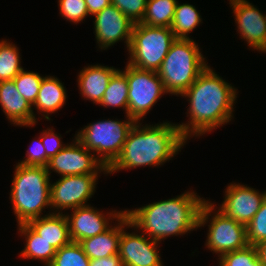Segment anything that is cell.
I'll list each match as a JSON object with an SVG mask.
<instances>
[{
    "instance_id": "2",
    "label": "cell",
    "mask_w": 266,
    "mask_h": 266,
    "mask_svg": "<svg viewBox=\"0 0 266 266\" xmlns=\"http://www.w3.org/2000/svg\"><path fill=\"white\" fill-rule=\"evenodd\" d=\"M197 194L188 190L174 198L125 209L124 213L136 229L161 243L170 236H183L198 229L199 212L206 199Z\"/></svg>"
},
{
    "instance_id": "28",
    "label": "cell",
    "mask_w": 266,
    "mask_h": 266,
    "mask_svg": "<svg viewBox=\"0 0 266 266\" xmlns=\"http://www.w3.org/2000/svg\"><path fill=\"white\" fill-rule=\"evenodd\" d=\"M218 262V266H264L256 246L249 244L242 249L222 254Z\"/></svg>"
},
{
    "instance_id": "11",
    "label": "cell",
    "mask_w": 266,
    "mask_h": 266,
    "mask_svg": "<svg viewBox=\"0 0 266 266\" xmlns=\"http://www.w3.org/2000/svg\"><path fill=\"white\" fill-rule=\"evenodd\" d=\"M132 228L137 232H126ZM136 229L129 221L127 215H122V233L119 241L118 254L124 266H164L158 246L160 242L152 240L144 233L138 234Z\"/></svg>"
},
{
    "instance_id": "5",
    "label": "cell",
    "mask_w": 266,
    "mask_h": 266,
    "mask_svg": "<svg viewBox=\"0 0 266 266\" xmlns=\"http://www.w3.org/2000/svg\"><path fill=\"white\" fill-rule=\"evenodd\" d=\"M192 38H176L157 71L169 95L182 96L209 66Z\"/></svg>"
},
{
    "instance_id": "9",
    "label": "cell",
    "mask_w": 266,
    "mask_h": 266,
    "mask_svg": "<svg viewBox=\"0 0 266 266\" xmlns=\"http://www.w3.org/2000/svg\"><path fill=\"white\" fill-rule=\"evenodd\" d=\"M128 116L141 122L158 100L167 94L156 71L142 70L126 63Z\"/></svg>"
},
{
    "instance_id": "16",
    "label": "cell",
    "mask_w": 266,
    "mask_h": 266,
    "mask_svg": "<svg viewBox=\"0 0 266 266\" xmlns=\"http://www.w3.org/2000/svg\"><path fill=\"white\" fill-rule=\"evenodd\" d=\"M65 213L69 223V236L72 242H80L89 237L104 233L112 226V220L119 219L124 211L110 210L105 214L91 205L81 206ZM111 220V221H110Z\"/></svg>"
},
{
    "instance_id": "18",
    "label": "cell",
    "mask_w": 266,
    "mask_h": 266,
    "mask_svg": "<svg viewBox=\"0 0 266 266\" xmlns=\"http://www.w3.org/2000/svg\"><path fill=\"white\" fill-rule=\"evenodd\" d=\"M117 70L118 68L113 66L100 64L85 66L77 77L78 90L84 100H90L93 104L99 105L110 78Z\"/></svg>"
},
{
    "instance_id": "15",
    "label": "cell",
    "mask_w": 266,
    "mask_h": 266,
    "mask_svg": "<svg viewBox=\"0 0 266 266\" xmlns=\"http://www.w3.org/2000/svg\"><path fill=\"white\" fill-rule=\"evenodd\" d=\"M237 32L252 50L266 53V14L248 0H229Z\"/></svg>"
},
{
    "instance_id": "13",
    "label": "cell",
    "mask_w": 266,
    "mask_h": 266,
    "mask_svg": "<svg viewBox=\"0 0 266 266\" xmlns=\"http://www.w3.org/2000/svg\"><path fill=\"white\" fill-rule=\"evenodd\" d=\"M224 201L216 208L227 218L234 219L244 225L252 220L266 198V191H258L240 183H230L225 188Z\"/></svg>"
},
{
    "instance_id": "19",
    "label": "cell",
    "mask_w": 266,
    "mask_h": 266,
    "mask_svg": "<svg viewBox=\"0 0 266 266\" xmlns=\"http://www.w3.org/2000/svg\"><path fill=\"white\" fill-rule=\"evenodd\" d=\"M63 84L55 76L43 77L36 101L32 105L33 111L37 109L38 112L34 113V124L38 122L36 114L40 113V116L50 121V115L62 109L66 104L67 92Z\"/></svg>"
},
{
    "instance_id": "23",
    "label": "cell",
    "mask_w": 266,
    "mask_h": 266,
    "mask_svg": "<svg viewBox=\"0 0 266 266\" xmlns=\"http://www.w3.org/2000/svg\"><path fill=\"white\" fill-rule=\"evenodd\" d=\"M128 81L126 78V66L124 70L118 69L110 78L107 89L99 106L105 108H122L128 116Z\"/></svg>"
},
{
    "instance_id": "17",
    "label": "cell",
    "mask_w": 266,
    "mask_h": 266,
    "mask_svg": "<svg viewBox=\"0 0 266 266\" xmlns=\"http://www.w3.org/2000/svg\"><path fill=\"white\" fill-rule=\"evenodd\" d=\"M0 106L8 121L20 127H32L34 112L32 105L22 97L14 80L0 82Z\"/></svg>"
},
{
    "instance_id": "10",
    "label": "cell",
    "mask_w": 266,
    "mask_h": 266,
    "mask_svg": "<svg viewBox=\"0 0 266 266\" xmlns=\"http://www.w3.org/2000/svg\"><path fill=\"white\" fill-rule=\"evenodd\" d=\"M98 177L99 174L63 176L50 184L51 211L62 214L63 210L90 205L88 201L95 194Z\"/></svg>"
},
{
    "instance_id": "30",
    "label": "cell",
    "mask_w": 266,
    "mask_h": 266,
    "mask_svg": "<svg viewBox=\"0 0 266 266\" xmlns=\"http://www.w3.org/2000/svg\"><path fill=\"white\" fill-rule=\"evenodd\" d=\"M246 231L249 245L256 246L266 240V198L262 202L258 212L246 226Z\"/></svg>"
},
{
    "instance_id": "31",
    "label": "cell",
    "mask_w": 266,
    "mask_h": 266,
    "mask_svg": "<svg viewBox=\"0 0 266 266\" xmlns=\"http://www.w3.org/2000/svg\"><path fill=\"white\" fill-rule=\"evenodd\" d=\"M59 14L66 21L79 24L89 16L85 0H58Z\"/></svg>"
},
{
    "instance_id": "1",
    "label": "cell",
    "mask_w": 266,
    "mask_h": 266,
    "mask_svg": "<svg viewBox=\"0 0 266 266\" xmlns=\"http://www.w3.org/2000/svg\"><path fill=\"white\" fill-rule=\"evenodd\" d=\"M237 95V88L208 66L182 95L189 102V121L177 123L181 135L188 141L229 123Z\"/></svg>"
},
{
    "instance_id": "12",
    "label": "cell",
    "mask_w": 266,
    "mask_h": 266,
    "mask_svg": "<svg viewBox=\"0 0 266 266\" xmlns=\"http://www.w3.org/2000/svg\"><path fill=\"white\" fill-rule=\"evenodd\" d=\"M49 159L47 171L60 177L83 174H107V168L76 138ZM52 171V172H51Z\"/></svg>"
},
{
    "instance_id": "22",
    "label": "cell",
    "mask_w": 266,
    "mask_h": 266,
    "mask_svg": "<svg viewBox=\"0 0 266 266\" xmlns=\"http://www.w3.org/2000/svg\"><path fill=\"white\" fill-rule=\"evenodd\" d=\"M17 225L19 235L25 238V246L19 254L20 258L39 260L48 266L56 254V249L41 238L27 223Z\"/></svg>"
},
{
    "instance_id": "34",
    "label": "cell",
    "mask_w": 266,
    "mask_h": 266,
    "mask_svg": "<svg viewBox=\"0 0 266 266\" xmlns=\"http://www.w3.org/2000/svg\"><path fill=\"white\" fill-rule=\"evenodd\" d=\"M62 136L54 133L53 127L42 130L41 141L44 145L46 155L51 158L62 150L67 144L61 141Z\"/></svg>"
},
{
    "instance_id": "25",
    "label": "cell",
    "mask_w": 266,
    "mask_h": 266,
    "mask_svg": "<svg viewBox=\"0 0 266 266\" xmlns=\"http://www.w3.org/2000/svg\"><path fill=\"white\" fill-rule=\"evenodd\" d=\"M177 0H147L141 23L149 26L171 27Z\"/></svg>"
},
{
    "instance_id": "4",
    "label": "cell",
    "mask_w": 266,
    "mask_h": 266,
    "mask_svg": "<svg viewBox=\"0 0 266 266\" xmlns=\"http://www.w3.org/2000/svg\"><path fill=\"white\" fill-rule=\"evenodd\" d=\"M51 175L46 166L15 165L10 190V202L18 224L45 216L42 211L50 209ZM45 208V209H44Z\"/></svg>"
},
{
    "instance_id": "33",
    "label": "cell",
    "mask_w": 266,
    "mask_h": 266,
    "mask_svg": "<svg viewBox=\"0 0 266 266\" xmlns=\"http://www.w3.org/2000/svg\"><path fill=\"white\" fill-rule=\"evenodd\" d=\"M35 140H32V143L34 142L33 147L29 145L30 148L26 151V158H23L24 160L18 162V164L24 166H47L50 158L46 155L44 145L41 141V134Z\"/></svg>"
},
{
    "instance_id": "26",
    "label": "cell",
    "mask_w": 266,
    "mask_h": 266,
    "mask_svg": "<svg viewBox=\"0 0 266 266\" xmlns=\"http://www.w3.org/2000/svg\"><path fill=\"white\" fill-rule=\"evenodd\" d=\"M19 47L7 39L0 40V82L13 80L22 69Z\"/></svg>"
},
{
    "instance_id": "35",
    "label": "cell",
    "mask_w": 266,
    "mask_h": 266,
    "mask_svg": "<svg viewBox=\"0 0 266 266\" xmlns=\"http://www.w3.org/2000/svg\"><path fill=\"white\" fill-rule=\"evenodd\" d=\"M89 266H124L119 254L100 259H90Z\"/></svg>"
},
{
    "instance_id": "3",
    "label": "cell",
    "mask_w": 266,
    "mask_h": 266,
    "mask_svg": "<svg viewBox=\"0 0 266 266\" xmlns=\"http://www.w3.org/2000/svg\"><path fill=\"white\" fill-rule=\"evenodd\" d=\"M186 143L177 124L163 121L142 125V122H136L128 133L121 154L107 169V175L142 166L161 167L172 160Z\"/></svg>"
},
{
    "instance_id": "21",
    "label": "cell",
    "mask_w": 266,
    "mask_h": 266,
    "mask_svg": "<svg viewBox=\"0 0 266 266\" xmlns=\"http://www.w3.org/2000/svg\"><path fill=\"white\" fill-rule=\"evenodd\" d=\"M121 233L122 216L104 233L81 240L79 244L89 259L113 256L118 254Z\"/></svg>"
},
{
    "instance_id": "32",
    "label": "cell",
    "mask_w": 266,
    "mask_h": 266,
    "mask_svg": "<svg viewBox=\"0 0 266 266\" xmlns=\"http://www.w3.org/2000/svg\"><path fill=\"white\" fill-rule=\"evenodd\" d=\"M111 4L135 24L142 22L147 0H111Z\"/></svg>"
},
{
    "instance_id": "8",
    "label": "cell",
    "mask_w": 266,
    "mask_h": 266,
    "mask_svg": "<svg viewBox=\"0 0 266 266\" xmlns=\"http://www.w3.org/2000/svg\"><path fill=\"white\" fill-rule=\"evenodd\" d=\"M214 204L206 200L199 212L198 228L206 224L208 226L206 248L220 257L224 253L246 247L248 245L246 225L227 218Z\"/></svg>"
},
{
    "instance_id": "14",
    "label": "cell",
    "mask_w": 266,
    "mask_h": 266,
    "mask_svg": "<svg viewBox=\"0 0 266 266\" xmlns=\"http://www.w3.org/2000/svg\"><path fill=\"white\" fill-rule=\"evenodd\" d=\"M94 34L101 50H107L116 42L124 41L127 51L130 47L134 23L116 6L110 4L95 14Z\"/></svg>"
},
{
    "instance_id": "20",
    "label": "cell",
    "mask_w": 266,
    "mask_h": 266,
    "mask_svg": "<svg viewBox=\"0 0 266 266\" xmlns=\"http://www.w3.org/2000/svg\"><path fill=\"white\" fill-rule=\"evenodd\" d=\"M41 238L59 250L71 242L66 214L46 213L27 223Z\"/></svg>"
},
{
    "instance_id": "27",
    "label": "cell",
    "mask_w": 266,
    "mask_h": 266,
    "mask_svg": "<svg viewBox=\"0 0 266 266\" xmlns=\"http://www.w3.org/2000/svg\"><path fill=\"white\" fill-rule=\"evenodd\" d=\"M90 259L78 242H70L68 245L56 250L51 263L48 266H89Z\"/></svg>"
},
{
    "instance_id": "37",
    "label": "cell",
    "mask_w": 266,
    "mask_h": 266,
    "mask_svg": "<svg viewBox=\"0 0 266 266\" xmlns=\"http://www.w3.org/2000/svg\"><path fill=\"white\" fill-rule=\"evenodd\" d=\"M258 256L262 261V264L266 266V240L256 245Z\"/></svg>"
},
{
    "instance_id": "7",
    "label": "cell",
    "mask_w": 266,
    "mask_h": 266,
    "mask_svg": "<svg viewBox=\"0 0 266 266\" xmlns=\"http://www.w3.org/2000/svg\"><path fill=\"white\" fill-rule=\"evenodd\" d=\"M175 39L171 28L135 23L127 64L157 72Z\"/></svg>"
},
{
    "instance_id": "24",
    "label": "cell",
    "mask_w": 266,
    "mask_h": 266,
    "mask_svg": "<svg viewBox=\"0 0 266 266\" xmlns=\"http://www.w3.org/2000/svg\"><path fill=\"white\" fill-rule=\"evenodd\" d=\"M178 2L170 28L176 38L188 39L191 37L188 35L202 23V16L194 5Z\"/></svg>"
},
{
    "instance_id": "36",
    "label": "cell",
    "mask_w": 266,
    "mask_h": 266,
    "mask_svg": "<svg viewBox=\"0 0 266 266\" xmlns=\"http://www.w3.org/2000/svg\"><path fill=\"white\" fill-rule=\"evenodd\" d=\"M85 2L90 16H94L111 4V0H85Z\"/></svg>"
},
{
    "instance_id": "6",
    "label": "cell",
    "mask_w": 266,
    "mask_h": 266,
    "mask_svg": "<svg viewBox=\"0 0 266 266\" xmlns=\"http://www.w3.org/2000/svg\"><path fill=\"white\" fill-rule=\"evenodd\" d=\"M104 119L87 124L74 136L108 169L121 154L129 131L136 121Z\"/></svg>"
},
{
    "instance_id": "29",
    "label": "cell",
    "mask_w": 266,
    "mask_h": 266,
    "mask_svg": "<svg viewBox=\"0 0 266 266\" xmlns=\"http://www.w3.org/2000/svg\"><path fill=\"white\" fill-rule=\"evenodd\" d=\"M43 77L39 73L22 69L13 79L19 93L31 105L36 101Z\"/></svg>"
}]
</instances>
